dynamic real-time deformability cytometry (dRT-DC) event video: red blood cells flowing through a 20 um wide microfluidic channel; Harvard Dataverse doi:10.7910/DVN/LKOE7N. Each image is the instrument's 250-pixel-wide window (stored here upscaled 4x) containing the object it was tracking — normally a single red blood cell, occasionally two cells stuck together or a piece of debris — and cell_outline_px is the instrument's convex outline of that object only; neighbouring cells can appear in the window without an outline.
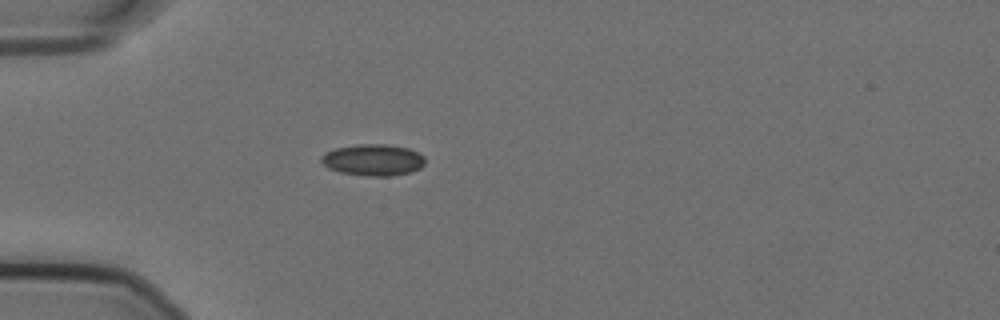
{"species": "Egyptian fruit bat (a non-hibernating species)", "species_latin": "Rousettus aegyptiacus", "temperature_condition": "cold", "stored_images_in_passage": 41, "camera_frame_rate_fps": 3000, "um_per_image_px": 0.085, "animal": {"sex": "female"}, "frame": {"image": 1, "passage_image": 1, "time_ms": 0.0, "image_size_px": [1000, 320], "cell_outline_px": [[424, 164], [420, 168], [408, 172], [388, 176], [364, 176], [340, 172], [328, 168], [320, 160], [320, 156], [324, 152], [336, 148], [356, 144], [384, 144], [408, 148], [424, 156]], "centroid_in_image_um": [31.67, 13.59], "position_along_channel_um": 53.3, "area_um2": 19.02}}
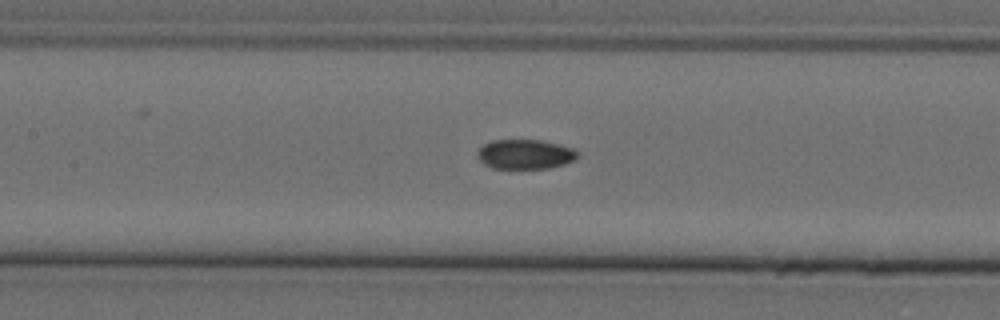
{"frame": {"image": 2, "passage_image": 11, "time_ms": 3.333, "image_size_px": [1000, 320], "cell_outline_px": [[580, 152], [576, 160], [564, 164], [548, 168], [492, 168], [484, 164], [476, 156], [476, 152], [484, 144], [492, 140], [540, 140], [572, 148]], "centroid_in_image_um": [44.63, 13.11], "position_along_channel_um": 162.8, "area_um2": 17.28}}
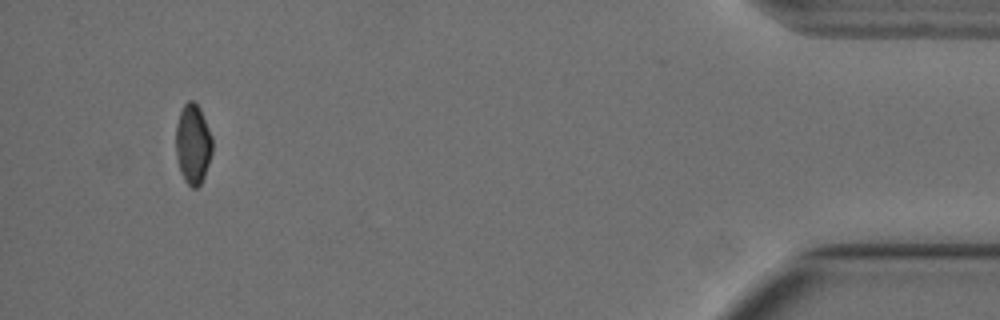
{"frame": {"image": 3, "passage_image": 38, "time_ms": 12.333, "image_size_px": [1000, 320], "cell_outline_px": [[212, 152], [204, 176], [200, 184], [196, 188], [192, 188], [184, 180], [176, 156], [176, 124], [180, 112], [184, 104], [188, 100], [192, 100], [200, 108], [212, 136]], "centroid_in_image_um": [16.4, 12.23], "position_along_channel_um": 418.8, "area_um2": 16.88}}